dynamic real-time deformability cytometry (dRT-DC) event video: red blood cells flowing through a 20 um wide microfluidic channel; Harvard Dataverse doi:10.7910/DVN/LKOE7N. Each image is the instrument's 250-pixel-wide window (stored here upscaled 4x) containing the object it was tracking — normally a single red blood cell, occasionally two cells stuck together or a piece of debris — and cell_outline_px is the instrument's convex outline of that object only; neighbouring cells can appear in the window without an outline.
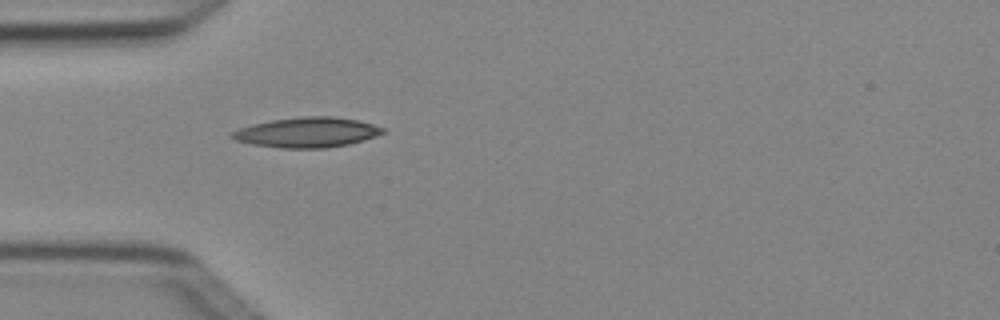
{"species": "Egyptian fruit bat (a non-hibernating species)", "species_latin": "Rousettus aegyptiacus", "temperature_condition": "cold", "stored_images_in_passage": 4, "camera_frame_rate_fps": 3000, "um_per_image_px": 0.085, "animal": {"sex": "female"}, "frame": {"image": 1, "passage_image": 4, "time_ms": 1.0, "image_size_px": [1000, 320], "cell_outline_px": [[384, 132], [376, 136], [364, 140], [348, 144], [324, 148], [280, 148], [252, 144], [236, 140], [228, 136], [232, 132], [240, 128], [252, 124], [272, 120], [304, 116], [332, 116], [356, 120], [372, 124], [384, 128]], "centroid_in_image_um": [26.08, 11.25], "position_along_channel_um": 58.9, "area_um2": 26.24}}